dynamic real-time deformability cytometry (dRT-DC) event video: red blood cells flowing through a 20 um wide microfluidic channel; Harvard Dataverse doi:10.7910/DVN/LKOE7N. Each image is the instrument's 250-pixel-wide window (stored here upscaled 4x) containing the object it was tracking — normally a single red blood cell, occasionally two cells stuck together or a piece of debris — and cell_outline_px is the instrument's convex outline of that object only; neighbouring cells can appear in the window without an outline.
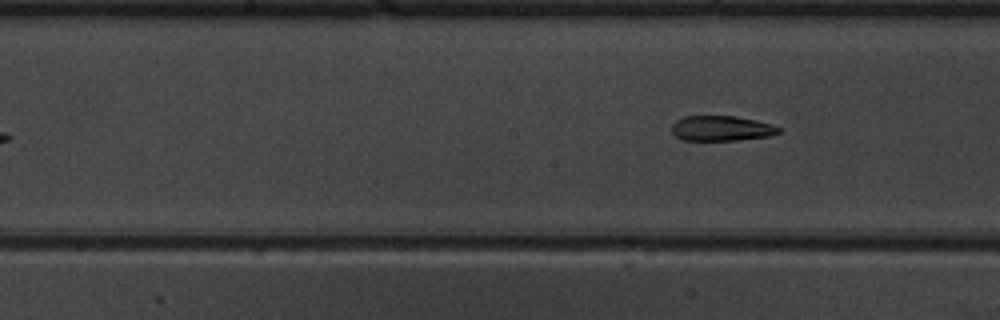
{"species": "common noctule bat (a hibernating species)", "species_latin": "Nyctalus noctula", "temperature_condition": "warm", "stored_images_in_passage": 9, "camera_frame_rate_fps": 3000, "um_per_image_px": 0.085, "animal": {"sex": "male", "body_mass_g": 19.5, "forearm_length_mm": 54.6}, "frame": {"image": 1, "passage_image": 9, "time_ms": 9.333, "image_size_px": [1000, 320], "cell_outline_px": [[780, 132], [768, 136], [736, 140], [680, 140], [672, 132], [672, 124], [676, 120], [684, 116], [736, 116], [756, 120], [772, 124], [780, 128]], "centroid_in_image_um": [61.3, 10.9], "position_along_channel_um": 186.9, "area_um2": 15.66}}